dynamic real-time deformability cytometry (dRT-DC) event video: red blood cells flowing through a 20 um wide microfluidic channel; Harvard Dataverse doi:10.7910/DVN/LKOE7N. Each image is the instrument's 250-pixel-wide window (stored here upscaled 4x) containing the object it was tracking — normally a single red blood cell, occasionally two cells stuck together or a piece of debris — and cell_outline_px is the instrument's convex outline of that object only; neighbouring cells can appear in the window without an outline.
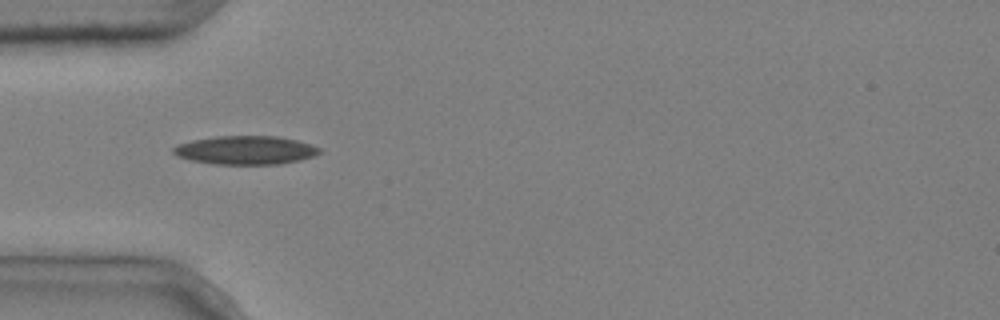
{"species": "common noctule bat (a hibernating species)", "species_latin": "Nyctalus noctula", "temperature_condition": "cold", "stored_images_in_passage": 2, "camera_frame_rate_fps": 3000, "um_per_image_px": 0.085, "animal": {"sex": "male", "body_mass_g": 20.4}, "frame": {"image": 1, "passage_image": 1, "time_ms": 0.0, "image_size_px": [1000, 320], "cell_outline_px": [[324, 152], [316, 156], [300, 160], [280, 164], [212, 164], [192, 160], [176, 156], [172, 152], [172, 148], [176, 144], [192, 140], [216, 136], [276, 136], [296, 140], [312, 144], [320, 148]], "centroid_in_image_um": [20.89, 12.76], "position_along_channel_um": 64.1, "area_um2": 24.62}}